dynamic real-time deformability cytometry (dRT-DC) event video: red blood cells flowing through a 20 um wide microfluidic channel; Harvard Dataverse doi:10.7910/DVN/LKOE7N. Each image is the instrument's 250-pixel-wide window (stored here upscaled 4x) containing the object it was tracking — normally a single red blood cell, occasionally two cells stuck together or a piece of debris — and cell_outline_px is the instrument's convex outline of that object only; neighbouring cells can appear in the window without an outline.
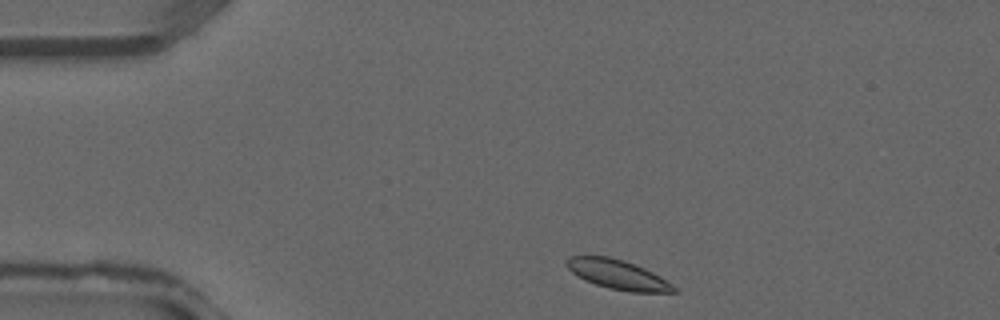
{"species": "common noctule bat (a hibernating species)", "species_latin": "Nyctalus noctula", "temperature_condition": "warm", "stored_images_in_passage": 32, "camera_frame_rate_fps": 3000, "um_per_image_px": 0.085, "animal": {"sex": "male", "forearm_length_mm": 52.5}, "frame": {"image": 1, "passage_image": 1, "time_ms": 0.0, "image_size_px": [1000, 320], "cell_outline_px": [[680, 292], [628, 292], [608, 288], [596, 284], [572, 272], [564, 264], [564, 260], [568, 256], [608, 256], [624, 260], [644, 268], [660, 276], [672, 284]], "centroid_in_image_um": [52.52, 23.33], "position_along_channel_um": 32.5, "area_um2": 18.32}}
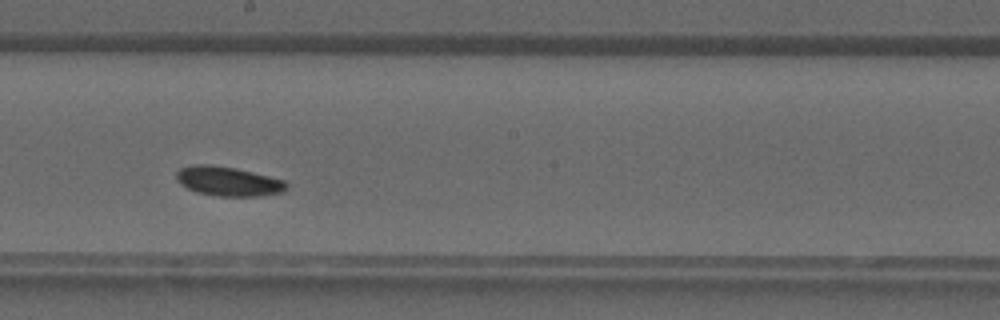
{"frame": {"image": 2, "passage_image": 15, "time_ms": 4.667, "image_size_px": [1000, 320], "cell_outline_px": [[288, 188], [280, 192], [260, 196], [216, 196], [196, 192], [180, 184], [176, 180], [176, 172], [180, 168], [192, 164], [208, 164], [236, 168], [284, 180], [288, 184]], "centroid_in_image_um": [19.36, 15.4], "position_along_channel_um": 228.8, "area_um2": 18.9}}
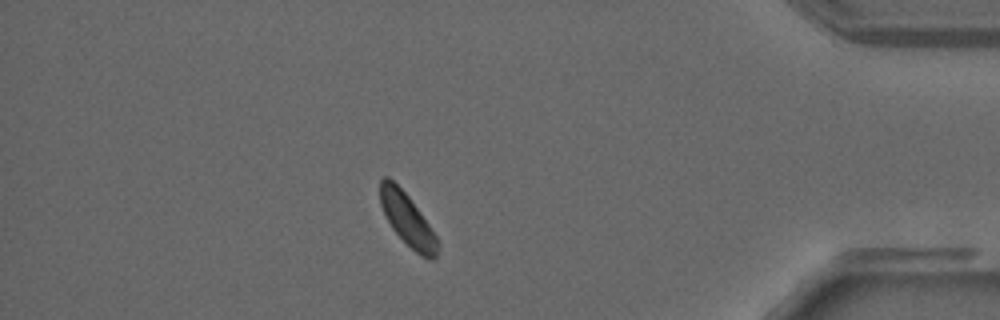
{"frame": {"image": 3, "passage_image": 27, "time_ms": 8.667, "image_size_px": [1000, 320], "cell_outline_px": [[440, 244], [436, 260], [428, 260], [420, 256], [392, 228], [384, 216], [380, 204], [380, 180], [384, 176], [388, 176], [408, 196], [428, 224], [436, 236]], "centroid_in_image_um": [34.64, 18.7], "position_along_channel_um": 400.6, "area_um2": 17.4}}